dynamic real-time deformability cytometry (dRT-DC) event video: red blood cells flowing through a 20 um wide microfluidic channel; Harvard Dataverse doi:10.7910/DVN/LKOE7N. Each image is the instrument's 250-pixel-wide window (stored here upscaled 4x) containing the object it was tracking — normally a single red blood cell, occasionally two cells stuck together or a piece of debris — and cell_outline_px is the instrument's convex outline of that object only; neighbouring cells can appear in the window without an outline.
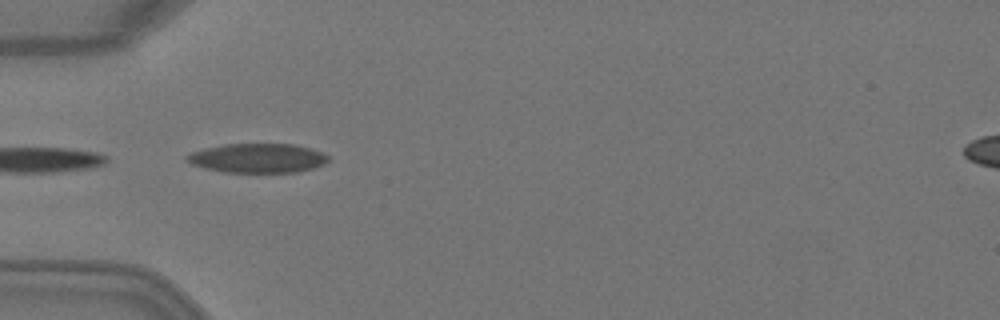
{"species": "Egyptian fruit bat (a non-hibernating species)", "species_latin": "Rousettus aegyptiacus", "temperature_condition": "warm", "stored_images_in_passage": 7, "camera_frame_rate_fps": 3000, "um_per_image_px": 0.085, "animal": {"sex": "female"}, "frame": {"image": 1, "passage_image": 5, "time_ms": 1.333, "image_size_px": [1000, 320], "cell_outline_px": [[328, 160], [324, 164], [312, 168], [296, 172], [224, 172], [204, 168], [192, 164], [184, 156], [192, 152], [204, 148], [224, 144], [296, 144], [312, 148], [328, 156]], "centroid_in_image_um": [21.89, 13.43], "position_along_channel_um": 63.1, "area_um2": 24.04}}